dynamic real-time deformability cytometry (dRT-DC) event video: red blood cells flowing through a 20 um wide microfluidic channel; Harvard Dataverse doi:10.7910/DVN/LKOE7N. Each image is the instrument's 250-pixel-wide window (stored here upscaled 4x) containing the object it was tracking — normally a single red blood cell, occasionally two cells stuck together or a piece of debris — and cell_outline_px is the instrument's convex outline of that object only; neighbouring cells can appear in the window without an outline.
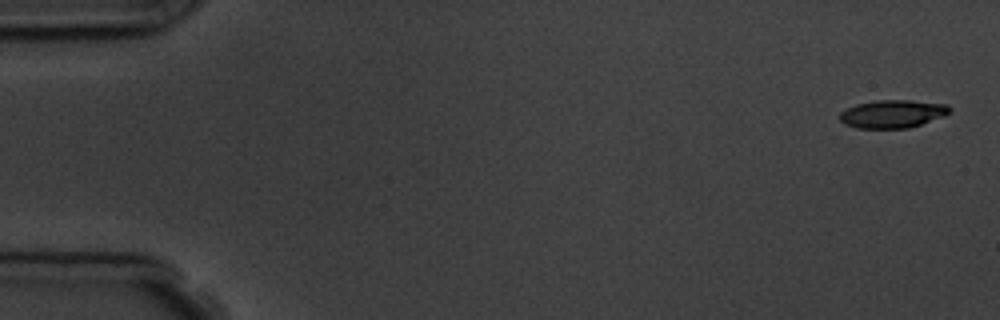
{"species": "common noctule bat (a hibernating species)", "species_latin": "Nyctalus noctula", "temperature_condition": "room temperature", "stored_images_in_passage": 5, "camera_frame_rate_fps": 3000, "um_per_image_px": 0.085, "animal": {"sex": "male", "body_mass_g": 19.5, "forearm_length_mm": 54.6}, "frame": {"image": 1, "passage_image": 1, "time_ms": 0.0, "image_size_px": [1000, 320], "cell_outline_px": [[948, 112], [944, 116], [908, 128], [856, 128], [844, 124], [840, 120], [840, 112], [856, 104], [876, 100], [908, 100], [948, 104]], "centroid_in_image_um": [75.83, 9.68], "position_along_channel_um": 9.2, "area_um2": 17.74}}
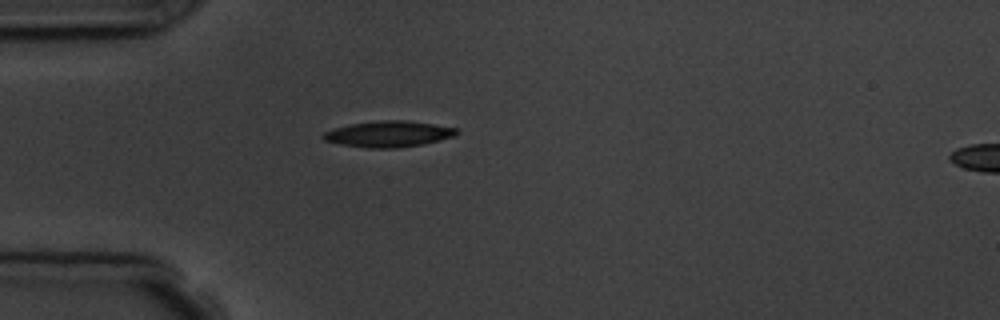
{"frame": {"image": 2, "passage_image": 5, "time_ms": 4.667, "image_size_px": [1000, 320], "cell_outline_px": [[460, 132], [452, 136], [440, 140], [424, 144], [396, 148], [368, 148], [340, 144], [324, 140], [320, 136], [324, 132], [332, 128], [352, 124], [380, 120], [404, 120], [432, 124], [456, 128]], "centroid_in_image_um": [32.99, 11.39], "position_along_channel_um": 52.0, "area_um2": 20.17}}